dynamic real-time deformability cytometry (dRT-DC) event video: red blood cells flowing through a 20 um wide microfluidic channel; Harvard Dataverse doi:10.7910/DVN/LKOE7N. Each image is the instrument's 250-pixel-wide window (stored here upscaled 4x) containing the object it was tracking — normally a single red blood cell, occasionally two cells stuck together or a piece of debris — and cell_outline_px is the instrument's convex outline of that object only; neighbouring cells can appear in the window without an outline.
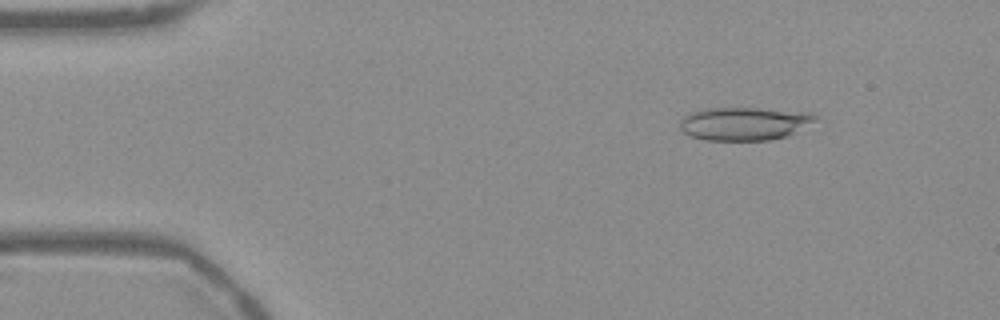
{"species": "Egyptian fruit bat (a non-hibernating species)", "species_latin": "Rousettus aegyptiacus", "temperature_condition": "warm", "stored_images_in_passage": 53, "camera_frame_rate_fps": 3000, "um_per_image_px": 0.085, "frame": {"image": 1, "passage_image": 7, "time_ms": 2.0, "image_size_px": [1000, 320], "cell_outline_px": [[816, 116], [812, 120], [788, 136], [768, 140], [704, 140], [692, 136], [684, 132], [680, 128], [680, 120], [688, 112], [708, 108], [760, 108], [812, 112]], "centroid_in_image_um": [63.2, 10.5], "position_along_channel_um": 21.8, "area_um2": 25.95}}
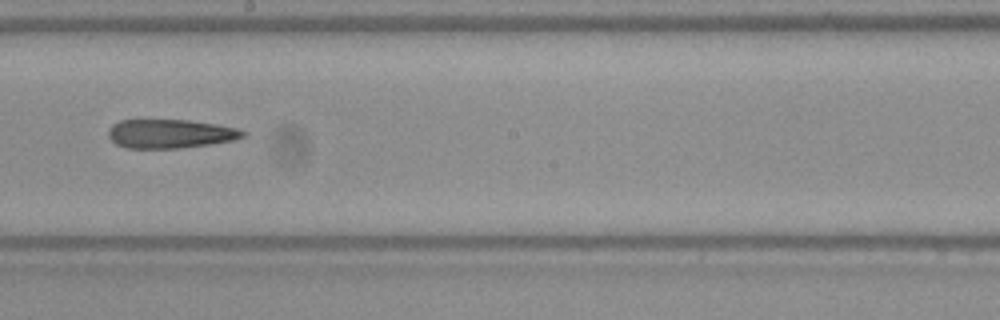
{"frame": {"image": 2, "passage_image": 30, "time_ms": 9.667, "image_size_px": [1000, 320], "cell_outline_px": [[248, 136], [232, 140], [208, 144], [180, 148], [124, 148], [116, 144], [108, 136], [108, 128], [112, 124], [120, 120], [188, 120], [216, 124], [236, 128], [248, 132]], "centroid_in_image_um": [14.46, 11.36], "position_along_channel_um": 233.7, "area_um2": 22.72}}
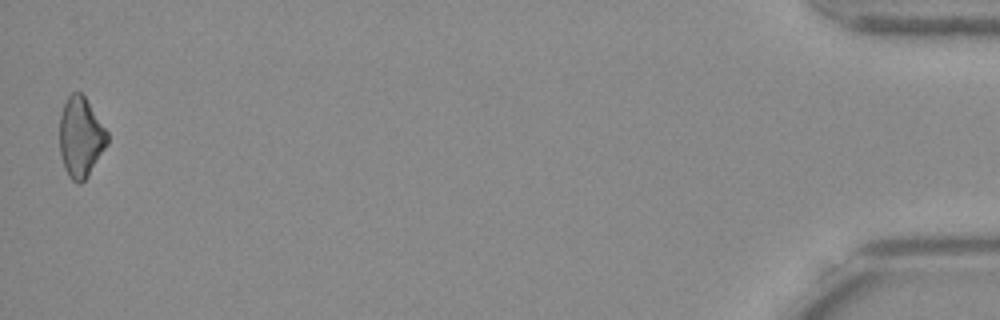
{"frame": {"image": 3, "passage_image": 53, "time_ms": 17.333, "image_size_px": [1000, 320], "cell_outline_px": [[108, 144], [88, 176], [80, 184], [76, 184], [68, 176], [64, 168], [60, 152], [60, 116], [64, 104], [68, 96], [72, 92], [80, 92], [84, 96], [108, 132]], "centroid_in_image_um": [6.86, 11.69], "position_along_channel_um": 428.3, "area_um2": 22.25}}